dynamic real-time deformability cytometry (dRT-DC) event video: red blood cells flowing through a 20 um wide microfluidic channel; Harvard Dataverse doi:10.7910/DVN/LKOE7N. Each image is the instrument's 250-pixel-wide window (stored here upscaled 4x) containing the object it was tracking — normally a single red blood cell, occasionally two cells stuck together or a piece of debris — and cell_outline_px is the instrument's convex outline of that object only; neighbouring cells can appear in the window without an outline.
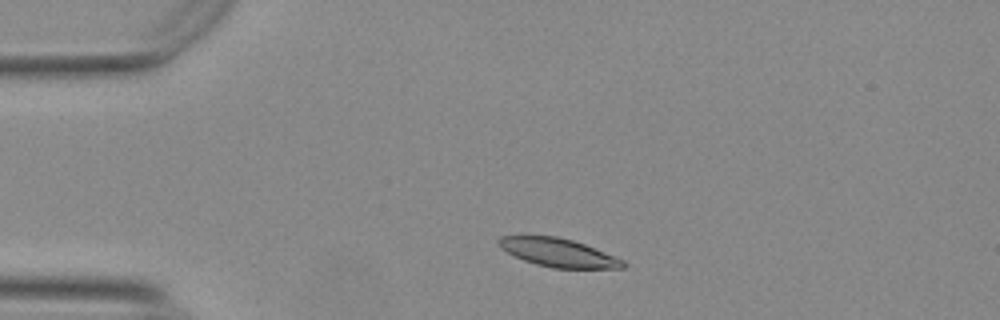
{"species": "Egyptian fruit bat (a non-hibernating species)", "species_latin": "Rousettus aegyptiacus", "temperature_condition": "warm", "stored_images_in_passage": 44, "camera_frame_rate_fps": 3000, "um_per_image_px": 0.085, "animal": {"sex": "female"}, "frame": {"image": 1, "passage_image": 1, "time_ms": 0.0, "image_size_px": [1000, 320], "cell_outline_px": [[628, 264], [624, 268], [552, 268], [536, 264], [524, 260], [500, 248], [496, 240], [500, 236], [556, 236], [572, 240], [584, 244], [624, 260]], "centroid_in_image_um": [47.45, 21.47], "position_along_channel_um": 37.5, "area_um2": 20.4}}
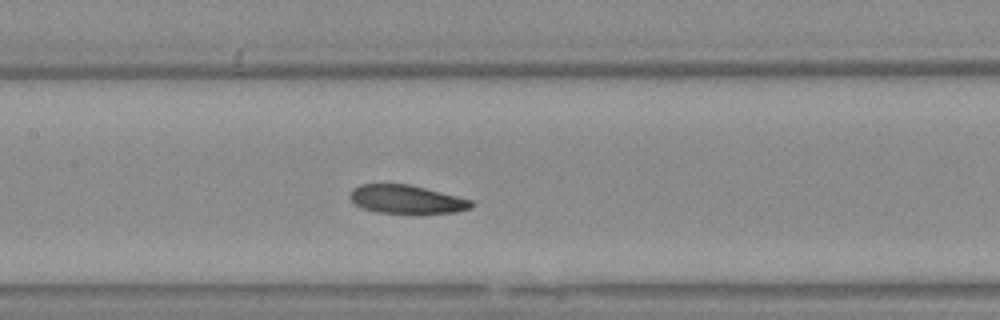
{"frame": {"image": 2, "passage_image": 15, "time_ms": 4.667, "image_size_px": [1000, 320], "cell_outline_px": [[476, 204], [472, 208], [456, 212], [376, 212], [360, 208], [348, 196], [352, 188], [360, 184], [408, 184], [472, 200]], "centroid_in_image_um": [34.52, 16.93], "position_along_channel_um": 172.9, "area_um2": 19.83}}
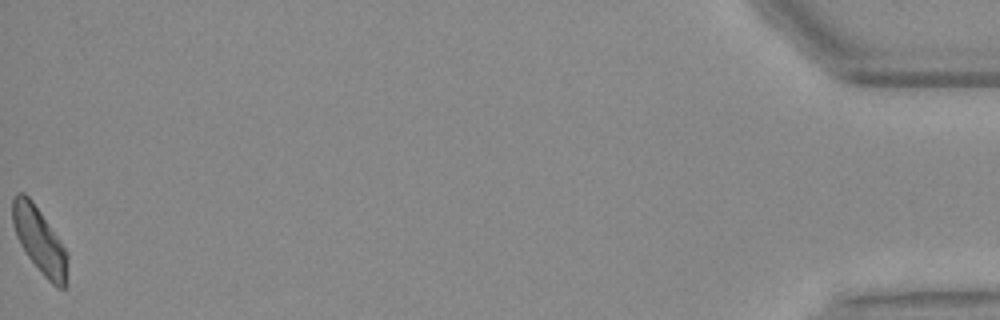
{"frame": {"image": 3, "passage_image": 44, "time_ms": 14.333, "image_size_px": [1000, 320], "cell_outline_px": [[68, 284], [64, 288], [56, 288], [44, 276], [28, 256], [20, 244], [16, 236], [12, 224], [12, 200], [16, 192], [24, 192], [32, 200], [64, 248], [68, 256]], "centroid_in_image_um": [3.36, 20.46], "position_along_channel_um": 431.8, "area_um2": 20.98}, "authors_computed_cell_mechanics": {"area_um2": 21.2126, "velocity_mm_per_s": 3.7187, "shape_relaxation_time_tau1_ms": null, "shape_relaxation_time_tau2_ms": 6.4882, "deformation_change_tau1": null, "deformation_change_tau2": 0.1193}}